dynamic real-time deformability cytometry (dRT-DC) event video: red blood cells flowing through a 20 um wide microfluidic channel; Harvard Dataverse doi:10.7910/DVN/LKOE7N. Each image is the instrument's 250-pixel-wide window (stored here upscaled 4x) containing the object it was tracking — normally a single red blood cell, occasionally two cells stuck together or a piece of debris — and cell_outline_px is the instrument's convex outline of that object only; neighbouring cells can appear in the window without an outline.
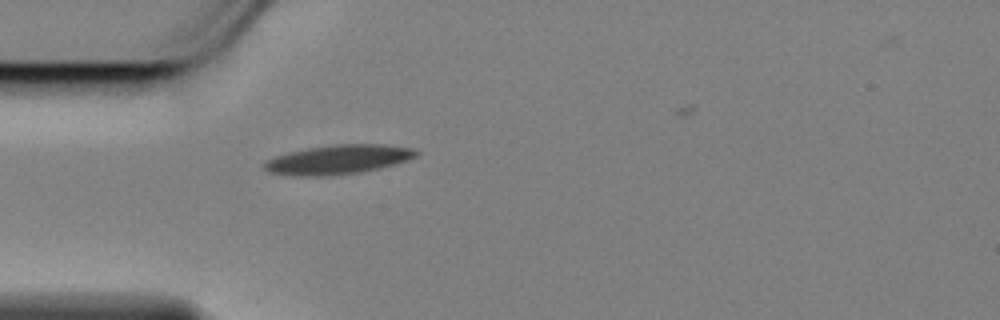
{"species": "Egyptian fruit bat (a non-hibernating species)", "species_latin": "Rousettus aegyptiacus", "temperature_condition": "cold", "stored_images_in_passage": 38, "camera_frame_rate_fps": 3000, "um_per_image_px": 0.085, "animal": {"sex": "female"}, "frame": {"image": 1, "passage_image": 1, "time_ms": 0.0, "image_size_px": [1000, 320], "cell_outline_px": [[420, 152], [416, 156], [408, 160], [396, 164], [380, 168], [360, 172], [324, 176], [292, 176], [268, 172], [264, 168], [264, 160], [288, 152], [308, 148], [332, 144], [384, 144], [412, 148]], "centroid_in_image_um": [28.74, 13.56], "position_along_channel_um": 56.3, "area_um2": 26.07}}
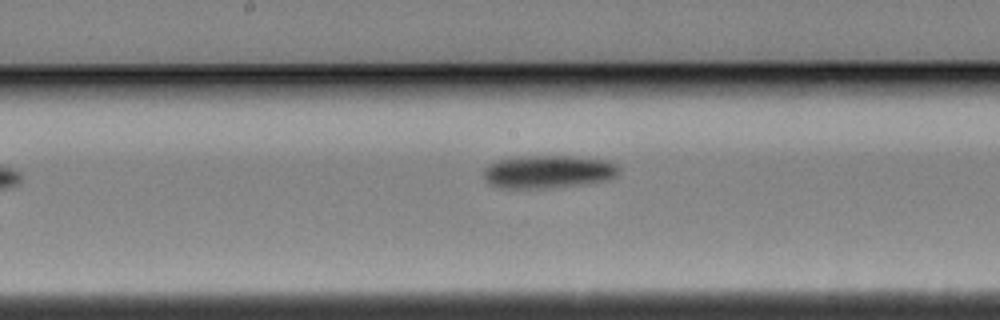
{"frame": {"image": 2, "passage_image": 14, "time_ms": 4.333, "image_size_px": [1000, 320], "cell_outline_px": [[620, 168], [616, 176], [608, 180], [584, 184], [552, 188], [500, 188], [488, 184], [484, 176], [484, 168], [488, 164], [496, 160], [516, 156], [572, 156], [608, 160], [616, 164]], "centroid_in_image_um": [46.58, 14.59], "position_along_channel_um": 201.6, "area_um2": 26.41}}
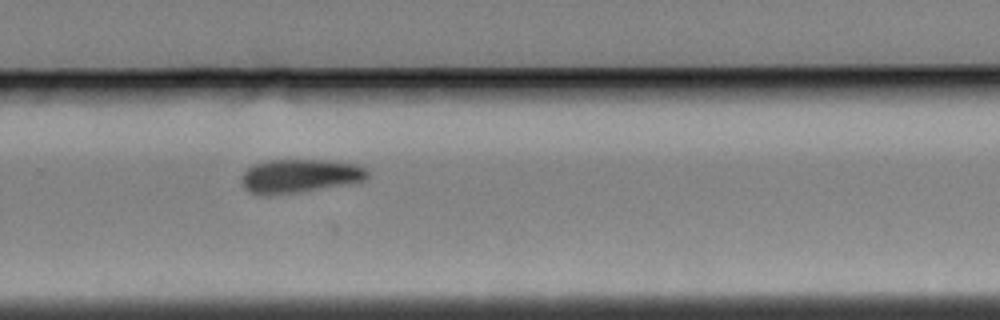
{"frame": {"image": 3, "passage_image": 23, "time_ms": 7.333, "image_size_px": [1000, 320], "cell_outline_px": [[368, 176], [364, 180], [296, 192], [264, 196], [256, 196], [248, 192], [244, 188], [244, 172], [252, 164], [268, 160], [328, 160], [356, 164], [364, 168], [368, 172]], "centroid_in_image_um": [25.41, 14.95], "position_along_channel_um": 304.4, "area_um2": 24.33}, "authors_computed_cell_mechanics": {"area_um2": 24.7673, "velocity_mm_per_s": 3.4301, "shape_relaxation_time_tau1_ms": 5.4235, "shape_relaxation_time_tau2_ms": null, "deformation_change_tau1": 0.1268, "deformation_change_tau2": null}}